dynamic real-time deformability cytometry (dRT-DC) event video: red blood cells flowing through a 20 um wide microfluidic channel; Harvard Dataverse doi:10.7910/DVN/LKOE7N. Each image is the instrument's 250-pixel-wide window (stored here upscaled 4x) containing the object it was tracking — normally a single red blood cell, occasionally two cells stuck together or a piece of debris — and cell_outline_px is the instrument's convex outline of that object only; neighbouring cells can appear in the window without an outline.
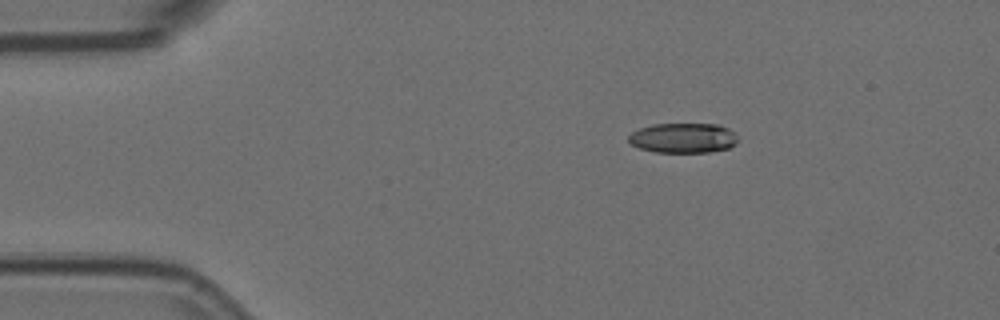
{"species": "Egyptian fruit bat (a non-hibernating species)", "species_latin": "Rousettus aegyptiacus", "temperature_condition": "room temperature", "stored_images_in_passage": 3, "camera_frame_rate_fps": 3000, "um_per_image_px": 0.085, "animal": {"sex": "female"}, "frame": {"image": 1, "passage_image": 1, "time_ms": 0.0, "image_size_px": [1000, 320], "cell_outline_px": [[736, 144], [728, 148], [708, 152], [656, 152], [640, 148], [632, 144], [628, 140], [628, 136], [632, 132], [640, 128], [652, 124], [716, 124], [728, 128], [736, 132]], "centroid_in_image_um": [58.08, 11.72], "position_along_channel_um": 26.9, "area_um2": 19.02}}
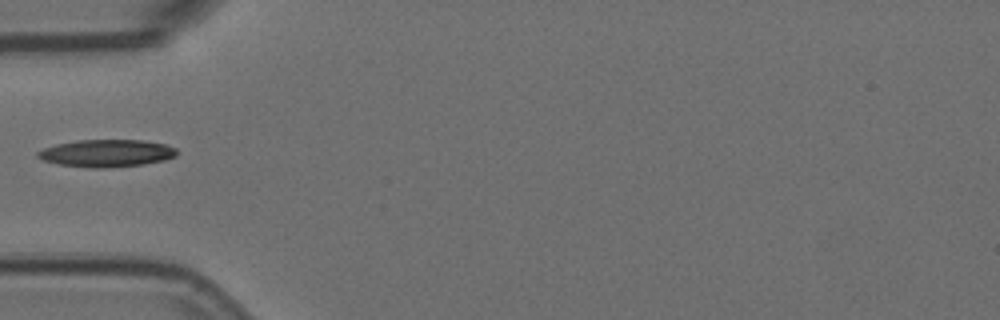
{"frame": {"image": 2, "passage_image": 3, "time_ms": 0.667, "image_size_px": [1000, 320], "cell_outline_px": [[176, 156], [164, 160], [144, 164], [104, 168], [92, 168], [60, 164], [44, 160], [36, 156], [36, 152], [44, 148], [56, 144], [76, 140], [144, 140], [164, 144], [176, 148]], "centroid_in_image_um": [9.06, 13.02], "position_along_channel_um": 75.9, "area_um2": 22.08}}